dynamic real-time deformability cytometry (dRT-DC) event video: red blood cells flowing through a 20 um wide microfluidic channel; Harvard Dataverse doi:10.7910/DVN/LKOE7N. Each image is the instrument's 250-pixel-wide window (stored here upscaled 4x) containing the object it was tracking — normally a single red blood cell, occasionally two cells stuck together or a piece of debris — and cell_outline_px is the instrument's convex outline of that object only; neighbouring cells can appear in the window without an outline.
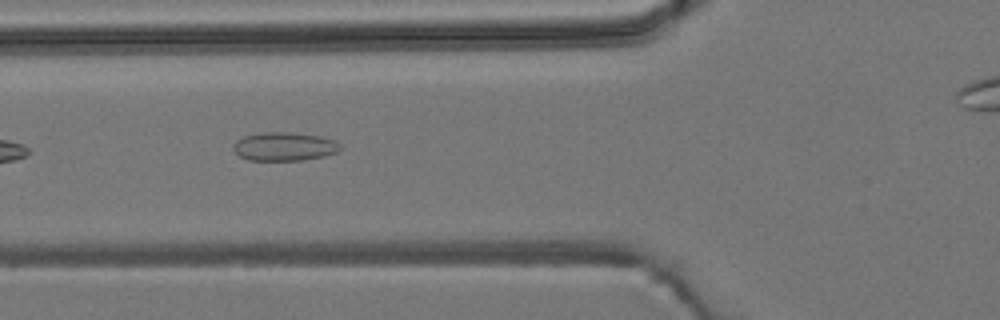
{"species": "common noctule bat (a hibernating species)", "species_latin": "Nyctalus noctula", "temperature_condition": "room temperature", "stored_images_in_passage": 8, "camera_frame_rate_fps": 3000, "um_per_image_px": 0.085, "animal": {"sex": "male", "body_mass_g": 19.2, "forearm_length_mm": 51.8}, "frame": {"image": 1, "passage_image": 6, "time_ms": 6.0, "image_size_px": [1000, 320], "cell_outline_px": [[340, 148], [336, 152], [324, 156], [300, 160], [248, 160], [240, 156], [232, 148], [232, 144], [236, 140], [244, 136], [264, 132], [292, 132], [320, 136], [336, 140], [340, 144]], "centroid_in_image_um": [24.15, 12.44], "position_along_channel_um": 101.7, "area_um2": 17.8}}
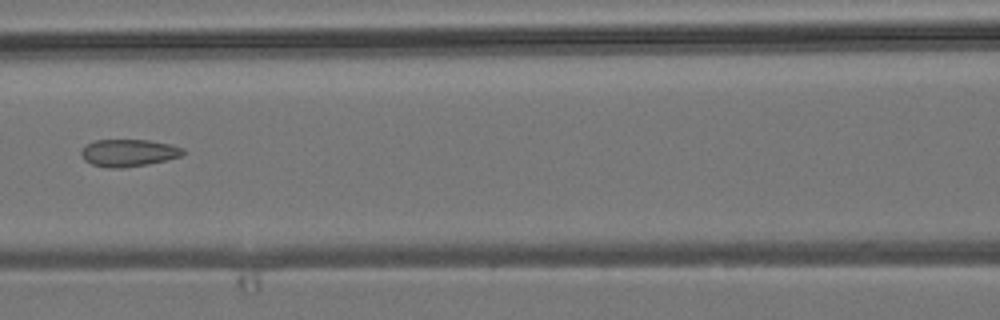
{"frame": {"image": 2, "passage_image": 7, "time_ms": 7.333, "image_size_px": [1000, 320], "cell_outline_px": [[184, 152], [180, 156], [148, 164], [120, 168], [108, 168], [92, 164], [84, 160], [80, 152], [84, 144], [96, 140], [148, 140], [172, 144], [184, 148]], "centroid_in_image_um": [10.89, 12.98], "position_along_channel_um": 155.7, "area_um2": 16.18}}
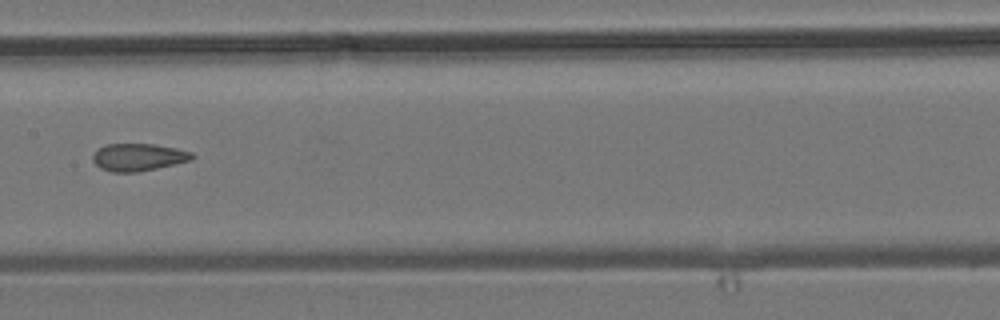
{"frame": {"image": 3, "passage_image": 8, "time_ms": 8.333, "image_size_px": [1000, 320], "cell_outline_px": [[196, 156], [192, 160], [156, 168], [136, 172], [112, 172], [100, 168], [92, 160], [92, 156], [96, 148], [108, 144], [156, 144], [176, 148], [192, 152]], "centroid_in_image_um": [11.75, 13.35], "position_along_channel_um": 195.6, "area_um2": 15.95}}